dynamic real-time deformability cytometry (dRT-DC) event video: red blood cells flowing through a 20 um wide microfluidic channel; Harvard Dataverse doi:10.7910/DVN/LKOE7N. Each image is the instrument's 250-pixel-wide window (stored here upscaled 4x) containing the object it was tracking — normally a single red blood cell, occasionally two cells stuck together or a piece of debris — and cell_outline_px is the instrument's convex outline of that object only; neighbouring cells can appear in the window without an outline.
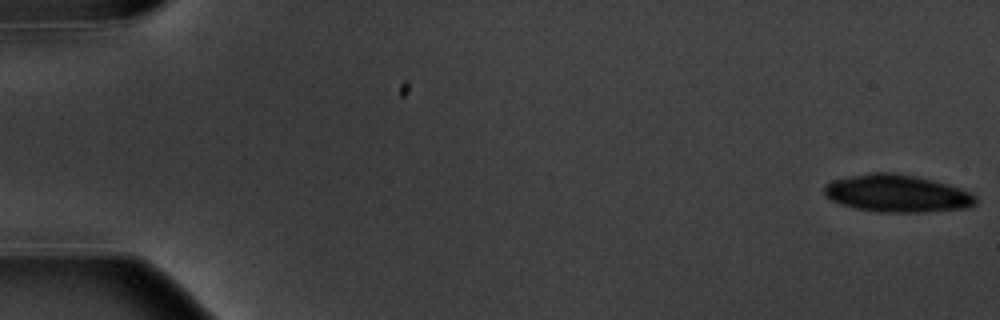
{"species": "common noctule bat (a hibernating species)", "species_latin": "Nyctalus noctula", "temperature_condition": "warm", "stored_images_in_passage": 5, "camera_frame_rate_fps": 3000, "um_per_image_px": 0.085, "animal": {"sex": "male", "body_mass_g": 20.1, "forearm_length_mm": 53.5}, "frame": {"image": 1, "passage_image": 1, "time_ms": 0.0, "image_size_px": [1000, 320], "cell_outline_px": [[976, 204], [968, 208], [928, 212], [876, 212], [856, 208], [840, 204], [824, 196], [824, 184], [832, 180], [848, 176], [868, 172], [896, 172], [916, 176], [948, 184], [972, 192], [976, 196]], "centroid_in_image_um": [76.25, 16.44], "position_along_channel_um": 8.8, "area_um2": 33.52}}